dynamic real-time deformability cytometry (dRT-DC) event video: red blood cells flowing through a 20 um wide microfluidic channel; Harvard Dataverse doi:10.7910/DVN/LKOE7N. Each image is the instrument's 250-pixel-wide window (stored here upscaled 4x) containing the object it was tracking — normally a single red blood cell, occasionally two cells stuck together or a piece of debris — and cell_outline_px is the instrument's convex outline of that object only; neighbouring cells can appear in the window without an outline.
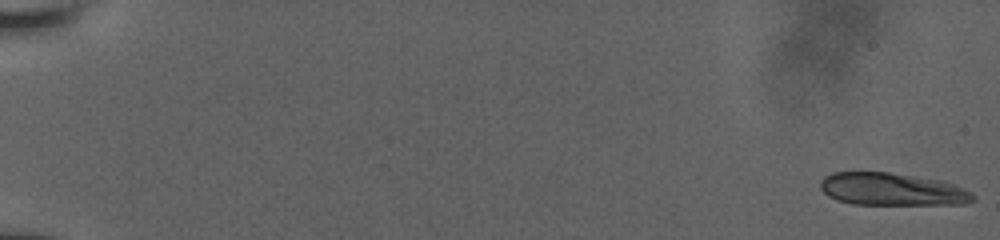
{"species": "human", "species_latin": "Homo sapiens", "temperature_condition": "room temperature", "stored_images_in_passage": 48, "camera_frame_rate_fps": 3000, "um_per_image_px": 0.085, "donor": {"sex": "male"}, "frame": {"image": 1, "passage_image": 1, "time_ms": 0.0, "image_size_px": [1000, 240], "cell_outline_px": [[976, 200], [964, 204], [852, 204], [836, 200], [828, 196], [820, 188], [820, 180], [824, 176], [832, 172], [888, 172], [944, 180], [976, 196]], "centroid_in_image_um": [75.78, 16.08], "position_along_channel_um": 9.2, "area_um2": 29.02}}
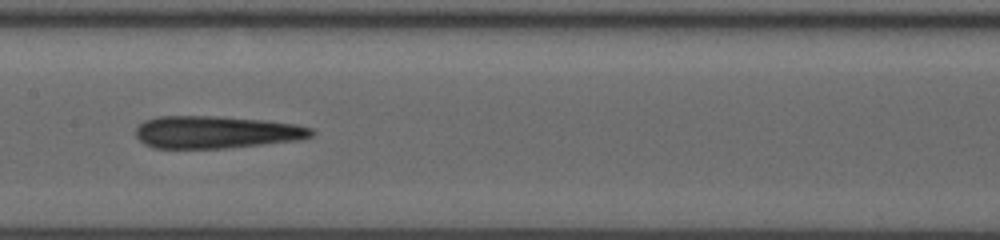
{"frame": {"image": 2, "passage_image": 27, "time_ms": 9.667, "image_size_px": [1000, 240], "cell_outline_px": [[316, 132], [312, 136], [300, 140], [224, 148], [156, 148], [144, 144], [136, 136], [136, 128], [144, 120], [156, 116], [216, 116], [268, 120], [296, 124], [312, 128]], "centroid_in_image_um": [18.39, 11.22], "position_along_channel_um": 189.0, "area_um2": 33.35}}
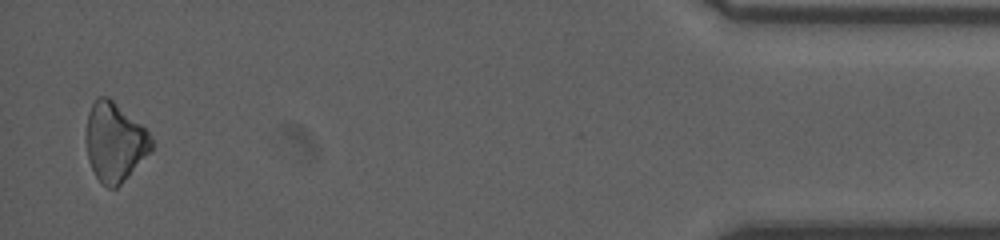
{"frame": {"image": 3, "passage_image": 48, "time_ms": 17.333, "image_size_px": [1000, 240], "cell_outline_px": [[152, 152], [116, 188], [108, 188], [96, 176], [88, 160], [88, 112], [92, 104], [100, 96], [108, 96], [140, 124], [152, 136]], "centroid_in_image_um": [9.79, 12.09], "position_along_channel_um": 425.4, "area_um2": 29.42}}